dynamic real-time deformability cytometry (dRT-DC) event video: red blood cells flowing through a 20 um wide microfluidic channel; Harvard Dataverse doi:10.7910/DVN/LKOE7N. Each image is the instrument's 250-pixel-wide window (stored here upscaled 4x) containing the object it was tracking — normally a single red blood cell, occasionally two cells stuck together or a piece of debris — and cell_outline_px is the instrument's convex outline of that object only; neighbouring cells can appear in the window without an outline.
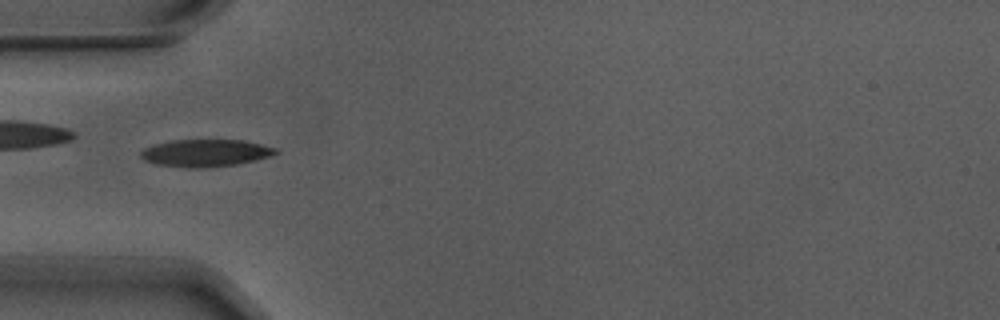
{"species": "Egyptian fruit bat (a non-hibernating species)", "species_latin": "Rousettus aegyptiacus", "temperature_condition": "warm", "stored_images_in_passage": 7, "camera_frame_rate_fps": 3000, "um_per_image_px": 0.085, "animal": {"sex": "male"}, "frame": {"image": 1, "passage_image": 3, "time_ms": 0.667, "image_size_px": [1000, 320], "cell_outline_px": [[280, 152], [256, 160], [236, 164], [212, 168], [188, 168], [156, 164], [144, 160], [140, 156], [140, 152], [144, 148], [156, 144], [172, 140], [244, 140], [276, 148]], "centroid_in_image_um": [17.46, 13.01], "position_along_channel_um": 67.5, "area_um2": 21.5}}
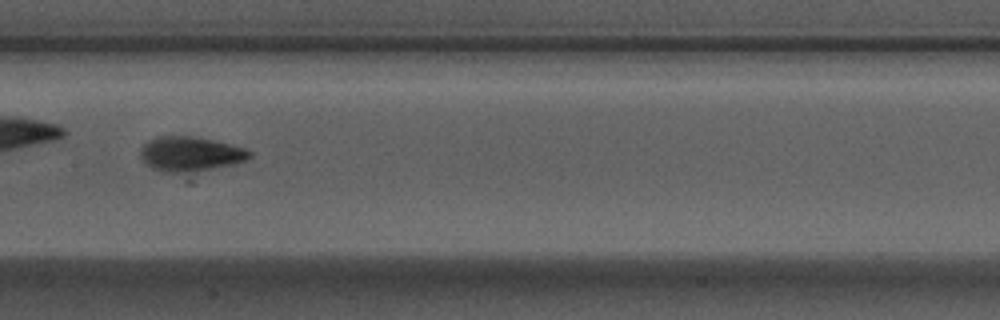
{"frame": {"image": 2, "passage_image": 6, "time_ms": 1.667, "image_size_px": [1000, 320], "cell_outline_px": [[252, 156], [244, 160], [232, 164], [212, 168], [180, 172], [164, 172], [152, 168], [140, 156], [140, 148], [148, 140], [160, 136], [188, 136], [212, 140], [244, 148], [252, 152]], "centroid_in_image_um": [16.14, 13.07], "position_along_channel_um": 191.3, "area_um2": 21.44}}
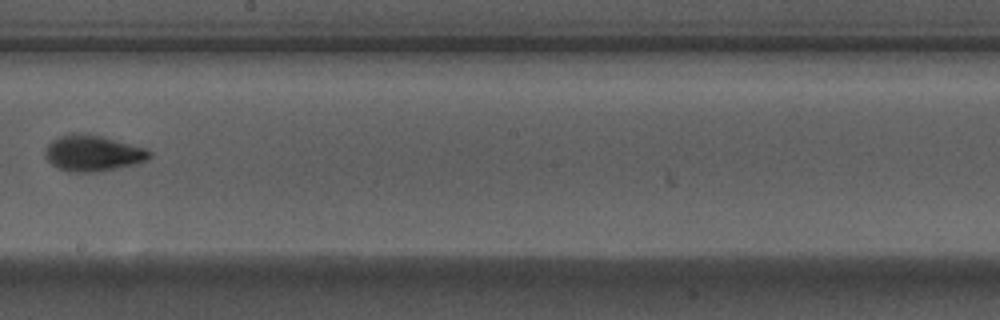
{"frame": {"image": 3, "passage_image": 7, "time_ms": 2.0, "image_size_px": [1000, 320], "cell_outline_px": [[152, 156], [148, 160], [136, 164], [96, 172], [68, 172], [56, 168], [44, 156], [44, 152], [48, 144], [52, 140], [60, 136], [72, 132], [100, 136], [144, 148], [152, 152]], "centroid_in_image_um": [7.86, 13.04], "position_along_channel_um": 240.3, "area_um2": 21.85}}